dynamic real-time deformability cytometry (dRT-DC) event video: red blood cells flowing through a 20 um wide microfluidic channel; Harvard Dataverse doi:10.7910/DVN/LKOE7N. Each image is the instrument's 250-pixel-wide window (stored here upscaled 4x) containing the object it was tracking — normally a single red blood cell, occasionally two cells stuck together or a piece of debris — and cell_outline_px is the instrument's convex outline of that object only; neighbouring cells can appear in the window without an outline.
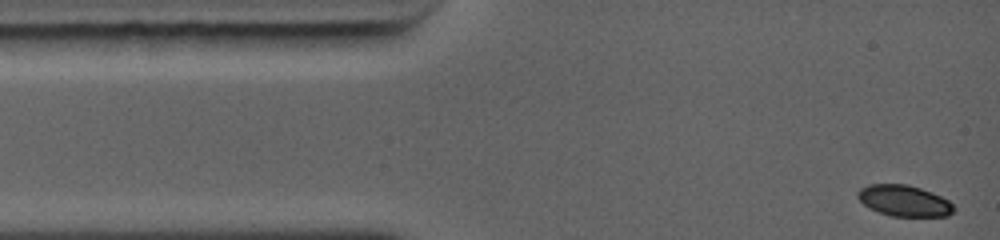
{"species": "common noctule bat (a hibernating species)", "species_latin": "Nyctalus noctula", "temperature_condition": "warm", "stored_images_in_passage": 59, "camera_frame_rate_fps": 5000, "um_per_image_px": 0.085, "animal": {"sex": "female", "body_mass_g": 19.0, "forearm_length_mm": 56.7}, "frame": {"image": 1, "passage_image": 1, "time_ms": 0.0, "image_size_px": [1000, 240], "cell_outline_px": [[956, 208], [948, 216], [892, 216], [880, 212], [864, 204], [856, 196], [856, 192], [860, 188], [868, 184], [908, 184], [932, 192], [948, 200]], "centroid_in_image_um": [76.85, 17.05], "position_along_channel_um": 8.1, "area_um2": 17.34}}
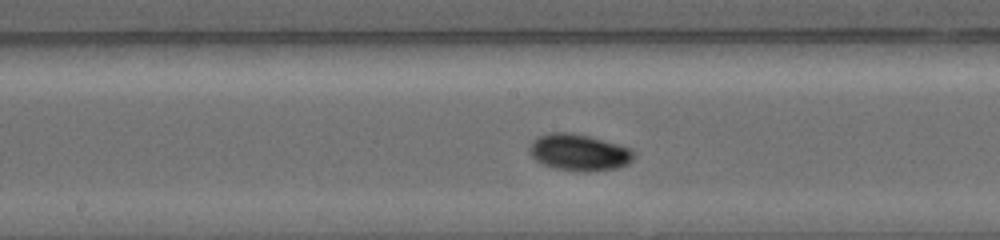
{"frame": {"image": 2, "passage_image": 21, "time_ms": 5.8, "image_size_px": [1000, 240], "cell_outline_px": [[636, 156], [628, 164], [616, 168], [588, 172], [580, 172], [552, 168], [540, 164], [532, 156], [532, 144], [540, 136], [552, 132], [568, 132], [616, 144], [628, 148]], "centroid_in_image_um": [49.22, 12.99], "position_along_channel_um": 199.0, "area_um2": 21.73}}
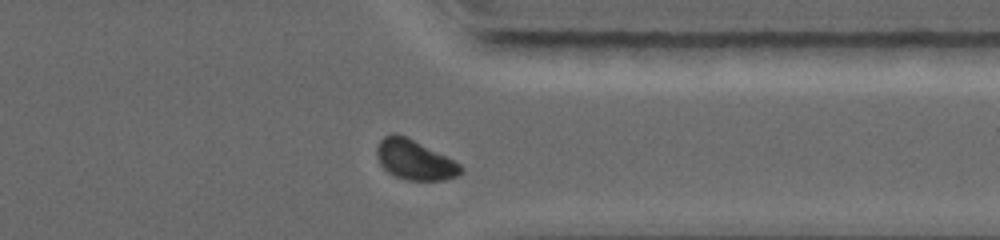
{"frame": {"image": 3, "passage_image": 50, "time_ms": 9.8, "image_size_px": [1000, 240], "cell_outline_px": [[464, 172], [460, 176], [444, 180], [408, 180], [396, 176], [388, 172], [380, 164], [376, 156], [376, 148], [380, 140], [384, 136], [392, 132], [396, 132], [408, 136], [456, 160], [464, 168]], "centroid_in_image_um": [35.28, 13.56], "position_along_channel_um": 376.1, "area_um2": 20.11}, "authors_computed_cell_mechanics": {"area_um2": 20.3456, "velocity_mm_per_s": 4.4505, "shape_relaxation_time_tau1_ms": 2.1835, "shape_relaxation_time_tau2_ms": null, "deformation_change_tau1": 0.0764, "deformation_change_tau2": null}}